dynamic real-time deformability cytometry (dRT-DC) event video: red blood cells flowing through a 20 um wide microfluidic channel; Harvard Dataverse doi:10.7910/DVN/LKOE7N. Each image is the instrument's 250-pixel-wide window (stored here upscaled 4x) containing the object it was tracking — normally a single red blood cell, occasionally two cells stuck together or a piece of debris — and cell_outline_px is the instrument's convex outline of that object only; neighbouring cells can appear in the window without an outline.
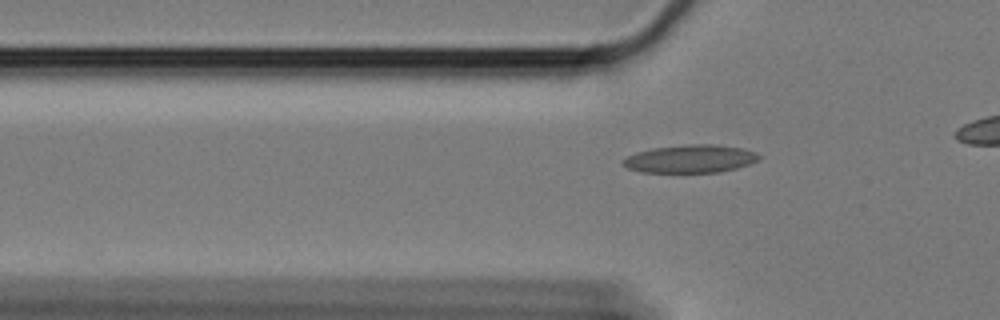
{"species": "Egyptian fruit bat (a non-hibernating species)", "species_latin": "Rousettus aegyptiacus", "temperature_condition": "cold", "stored_images_in_passage": 37, "camera_frame_rate_fps": 3000, "um_per_image_px": 0.085, "animal": {"sex": "female"}, "frame": {"image": 1, "passage_image": 7, "time_ms": 2.0, "image_size_px": [1000, 320], "cell_outline_px": [[760, 156], [756, 160], [748, 164], [736, 168], [720, 172], [640, 172], [628, 168], [620, 160], [636, 152], [652, 148], [688, 144], [716, 144], [744, 148], [756, 152]], "centroid_in_image_um": [58.67, 13.49], "position_along_channel_um": 67.1, "area_um2": 22.14}}
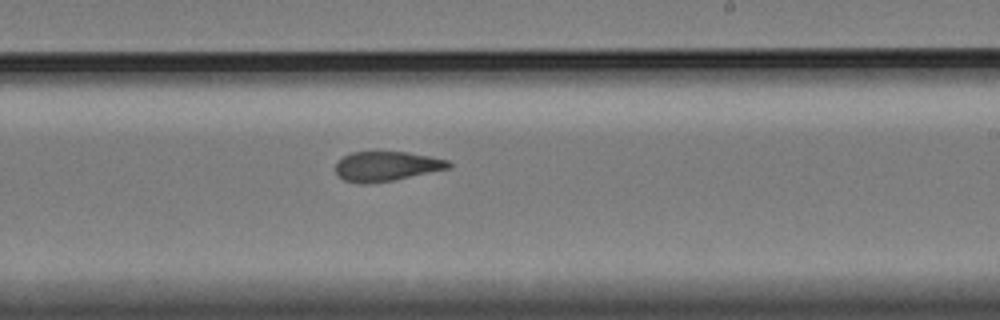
{"frame": {"image": 2, "passage_image": 24, "time_ms": 7.667, "image_size_px": [1000, 320], "cell_outline_px": [[452, 164], [448, 168], [392, 180], [368, 184], [360, 184], [344, 180], [336, 172], [336, 164], [344, 156], [352, 152], [408, 152], [448, 160]], "centroid_in_image_um": [32.82, 14.13], "position_along_channel_um": 256.2, "area_um2": 19.19}}
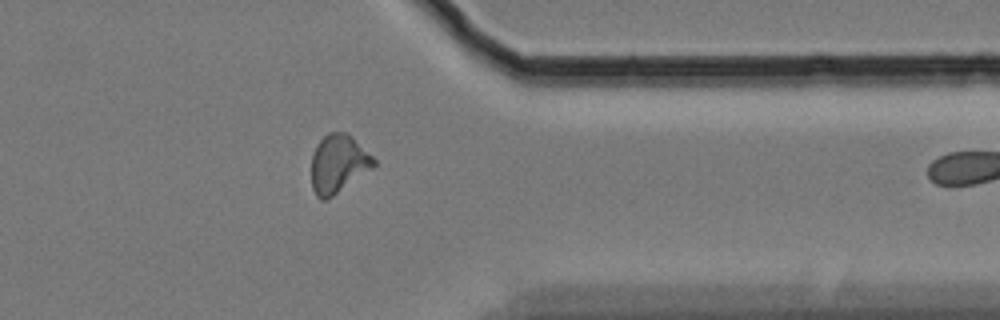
{"frame": {"image": 3, "passage_image": 36, "time_ms": 11.667, "image_size_px": [1000, 320], "cell_outline_px": [[376, 164], [372, 168], [332, 196], [324, 200], [320, 200], [316, 196], [312, 188], [312, 152], [316, 144], [328, 132], [344, 132], [352, 136], [376, 160]], "centroid_in_image_um": [28.73, 13.91], "position_along_channel_um": 382.7, "area_um2": 20.98}}